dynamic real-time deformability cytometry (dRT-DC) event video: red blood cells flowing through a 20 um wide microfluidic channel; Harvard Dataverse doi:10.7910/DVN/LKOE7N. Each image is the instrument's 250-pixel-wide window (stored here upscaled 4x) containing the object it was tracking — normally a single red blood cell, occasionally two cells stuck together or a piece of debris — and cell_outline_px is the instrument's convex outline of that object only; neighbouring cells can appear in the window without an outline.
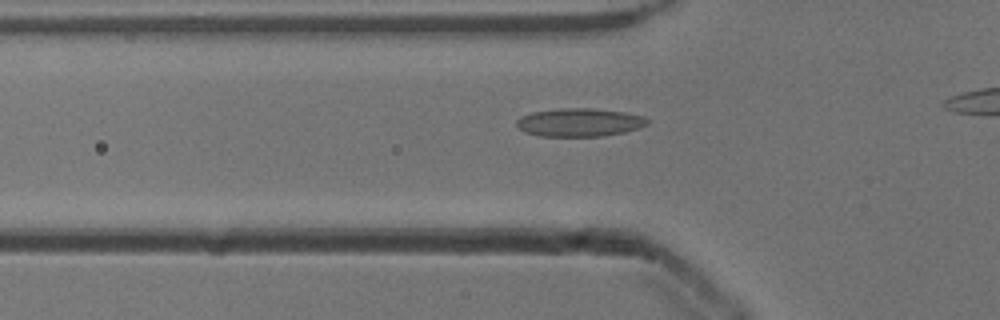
{"species": "common noctule bat (a hibernating species)", "species_latin": "Nyctalus noctula", "temperature_condition": "cold", "stored_images_in_passage": 21, "camera_frame_rate_fps": 3000, "um_per_image_px": 0.085, "animal": {"sex": "male", "body_mass_g": 13.3}, "frame": {"image": 1, "passage_image": 12, "time_ms": 3.667, "image_size_px": [1000, 320], "cell_outline_px": [[648, 124], [640, 128], [624, 132], [604, 136], [540, 136], [524, 132], [516, 124], [516, 120], [520, 116], [532, 112], [560, 108], [592, 108], [624, 112], [640, 116], [648, 120]], "centroid_in_image_um": [49.23, 10.4], "position_along_channel_um": 76.6, "area_um2": 21.5}}
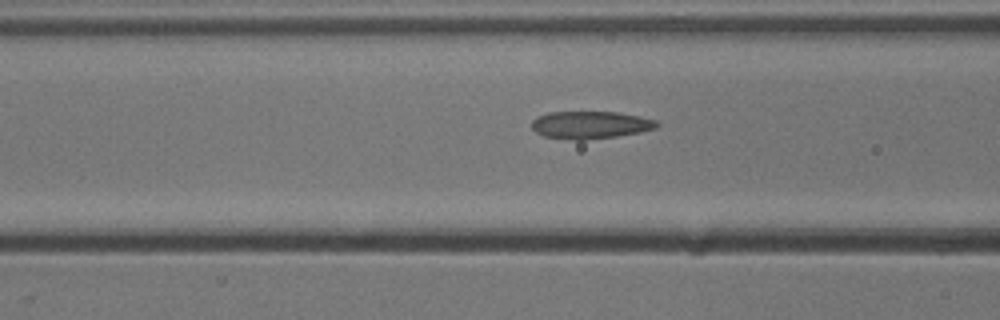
{"frame": {"image": 2, "passage_image": 15, "time_ms": 4.667, "image_size_px": [1000, 320], "cell_outline_px": [[660, 124], [656, 128], [640, 132], [616, 136], [584, 140], [576, 140], [544, 136], [536, 132], [532, 128], [532, 120], [536, 116], [548, 112], [616, 112], [640, 116], [656, 120]], "centroid_in_image_um": [50.17, 10.61], "position_along_channel_um": 116.4, "area_um2": 20.06}}
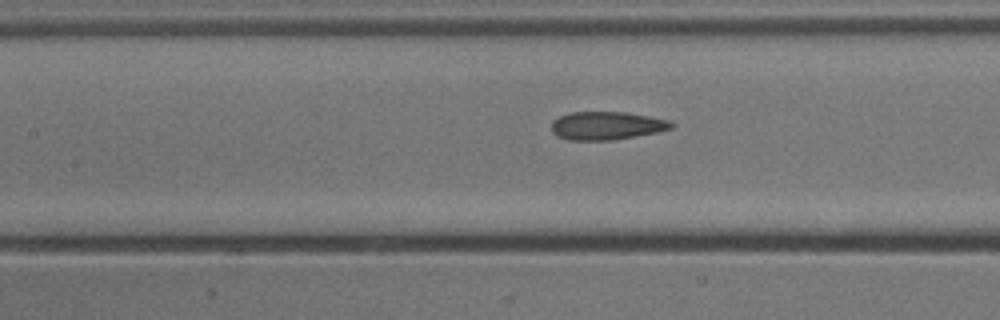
{"frame": {"image": 3, "passage_image": 18, "time_ms": 5.667, "image_size_px": [1000, 320], "cell_outline_px": [[676, 124], [672, 128], [656, 132], [612, 140], [572, 140], [560, 136], [552, 132], [552, 120], [568, 112], [624, 112], [672, 120]], "centroid_in_image_um": [51.59, 10.67], "position_along_channel_um": 155.8, "area_um2": 19.59}}